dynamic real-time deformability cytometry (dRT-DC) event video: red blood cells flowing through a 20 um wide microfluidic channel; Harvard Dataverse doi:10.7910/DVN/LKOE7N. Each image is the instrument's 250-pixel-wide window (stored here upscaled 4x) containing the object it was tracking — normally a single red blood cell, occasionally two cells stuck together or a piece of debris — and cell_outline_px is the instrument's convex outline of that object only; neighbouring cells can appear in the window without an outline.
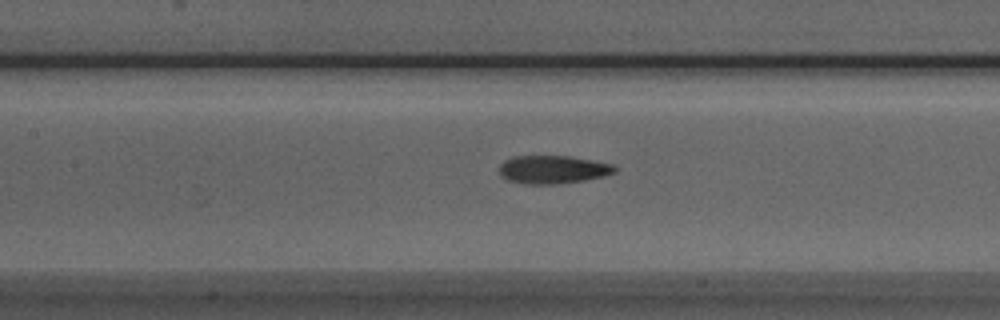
{"species": "Egyptian fruit bat (a non-hibernating species)", "species_latin": "Rousettus aegyptiacus", "temperature_condition": "room temperature", "stored_images_in_passage": 30, "camera_frame_rate_fps": 3000, "um_per_image_px": 0.085, "animal": {"sex": "male"}, "frame": {"image": 1, "passage_image": 12, "time_ms": 3.667, "image_size_px": [1000, 320], "cell_outline_px": [[616, 172], [604, 176], [584, 180], [560, 184], [524, 184], [508, 180], [500, 176], [500, 164], [504, 160], [512, 156], [568, 156], [592, 160], [612, 164], [616, 168]], "centroid_in_image_um": [46.97, 14.41], "position_along_channel_um": 160.4, "area_um2": 19.02}}
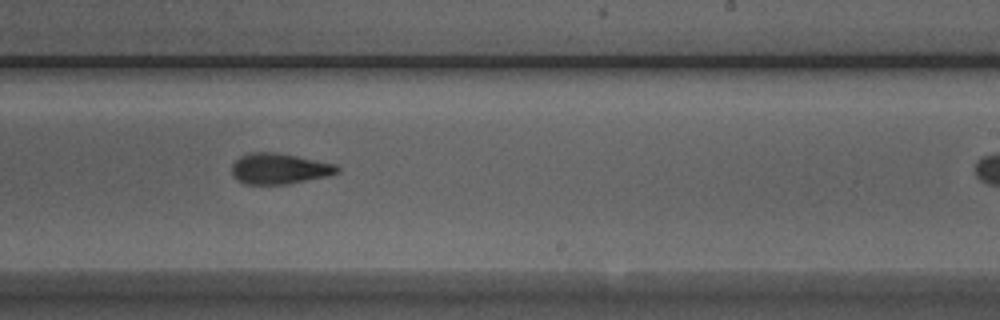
{"frame": {"image": 2, "passage_image": 20, "time_ms": 6.333, "image_size_px": [1000, 320], "cell_outline_px": [[340, 172], [328, 176], [288, 184], [244, 184], [236, 180], [232, 172], [232, 164], [240, 156], [248, 152], [276, 152], [336, 164], [340, 168]], "centroid_in_image_um": [23.74, 14.34], "position_along_channel_um": 265.3, "area_um2": 19.02}}
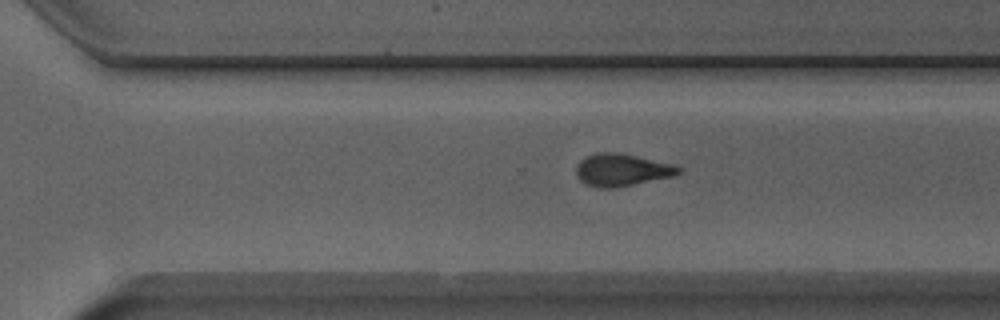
{"frame": {"image": 3, "passage_image": 24, "time_ms": 7.667, "image_size_px": [1000, 320], "cell_outline_px": [[684, 168], [680, 172], [672, 176], [612, 188], [600, 188], [588, 184], [580, 180], [576, 176], [576, 168], [580, 160], [588, 156], [600, 152], [616, 152], [636, 156], [672, 164]], "centroid_in_image_um": [52.84, 14.44], "position_along_channel_um": 317.8, "area_um2": 18.9}}